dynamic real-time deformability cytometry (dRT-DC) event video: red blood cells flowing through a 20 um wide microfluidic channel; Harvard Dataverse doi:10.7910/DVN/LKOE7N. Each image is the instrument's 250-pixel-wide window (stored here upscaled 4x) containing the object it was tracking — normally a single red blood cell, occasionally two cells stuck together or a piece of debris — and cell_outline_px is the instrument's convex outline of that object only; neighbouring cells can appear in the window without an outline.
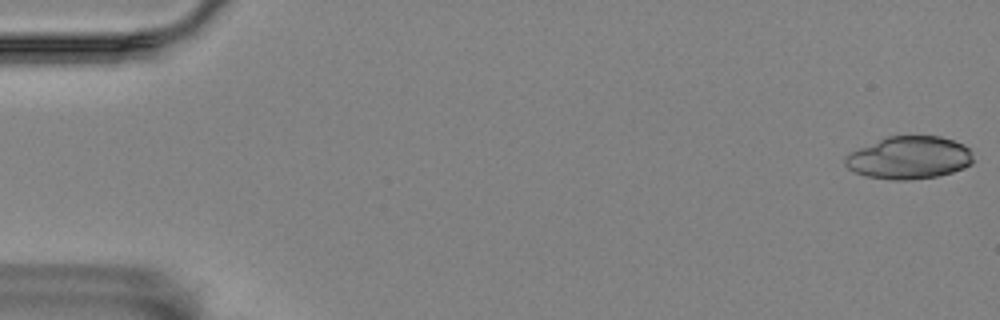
{"species": "Egyptian fruit bat (a non-hibernating species)", "species_latin": "Rousettus aegyptiacus", "temperature_condition": "room temperature", "stored_images_in_passage": 52, "camera_frame_rate_fps": 3000, "um_per_image_px": 0.085, "animal": {"sex": "female"}, "frame": {"image": 1, "passage_image": 1, "time_ms": 0.0, "image_size_px": [1000, 320], "cell_outline_px": [[972, 164], [964, 168], [952, 172], [936, 176], [908, 180], [892, 180], [864, 176], [848, 168], [844, 164], [844, 156], [848, 152], [888, 136], [940, 136], [964, 144], [972, 152]], "centroid_in_image_um": [77.25, 13.41], "position_along_channel_um": 7.7, "area_um2": 31.96}}